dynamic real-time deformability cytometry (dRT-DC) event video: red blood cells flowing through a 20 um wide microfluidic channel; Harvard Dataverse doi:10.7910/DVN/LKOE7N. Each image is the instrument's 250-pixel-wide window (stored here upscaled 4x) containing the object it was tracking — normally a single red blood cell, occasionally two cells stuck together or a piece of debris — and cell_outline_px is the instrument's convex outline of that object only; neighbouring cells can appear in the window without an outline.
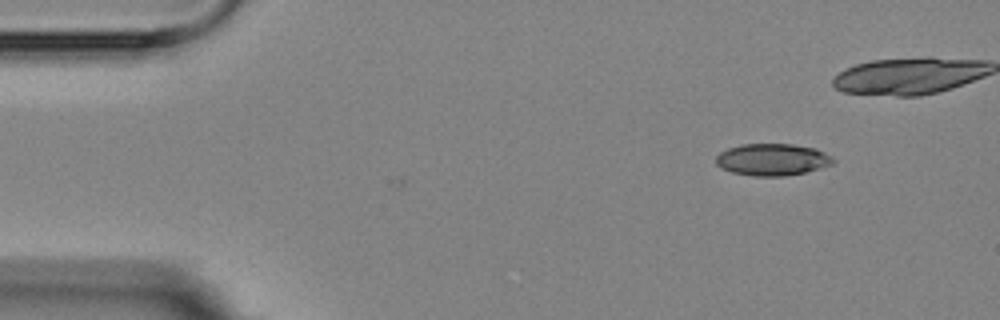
{"species": "Egyptian fruit bat (a non-hibernating species)", "species_latin": "Rousettus aegyptiacus", "temperature_condition": "room temperature", "stored_images_in_passage": 3, "camera_frame_rate_fps": 3000, "um_per_image_px": 0.085, "animal": {"sex": "female"}, "frame": {"image": 1, "passage_image": 3, "time_ms": 3.333, "image_size_px": [1000, 320], "cell_outline_px": [[836, 160], [832, 164], [804, 172], [784, 176], [756, 176], [732, 172], [720, 168], [716, 164], [716, 156], [720, 152], [728, 148], [744, 144], [792, 144], [816, 148], [832, 156]], "centroid_in_image_um": [65.64, 13.56], "position_along_channel_um": 19.4, "area_um2": 21.73}}